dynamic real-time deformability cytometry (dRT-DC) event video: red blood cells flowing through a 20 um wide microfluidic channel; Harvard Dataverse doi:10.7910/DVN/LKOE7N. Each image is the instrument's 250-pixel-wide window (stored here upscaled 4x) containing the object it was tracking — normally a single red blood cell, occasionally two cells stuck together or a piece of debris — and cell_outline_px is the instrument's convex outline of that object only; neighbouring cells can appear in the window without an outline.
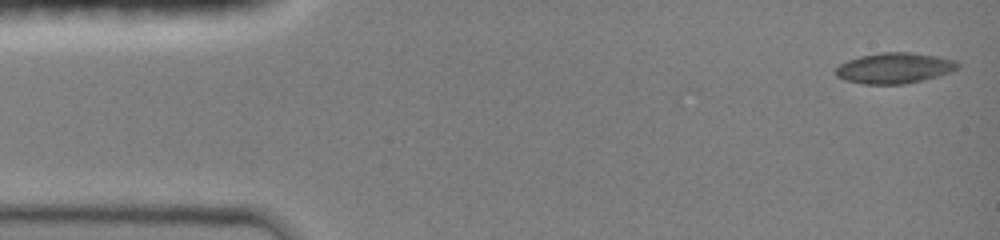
{"species": "common noctule bat (a hibernating species)", "species_latin": "Nyctalus noctula", "temperature_condition": "room temperature", "stored_images_in_passage": 22, "camera_frame_rate_fps": 3000, "um_per_image_px": 0.085, "animal": {"sex": "female", "body_mass_g": 19.0, "forearm_length_mm": 51.5}, "frame": {"image": 1, "passage_image": 1, "time_ms": 0.0, "image_size_px": [1000, 240], "cell_outline_px": [[960, 68], [936, 76], [904, 84], [864, 84], [844, 80], [836, 76], [836, 68], [840, 64], [848, 60], [860, 56], [884, 52], [912, 52], [936, 56], [956, 60], [960, 64]], "centroid_in_image_um": [76.02, 5.78], "position_along_channel_um": 9.0, "area_um2": 21.68}}
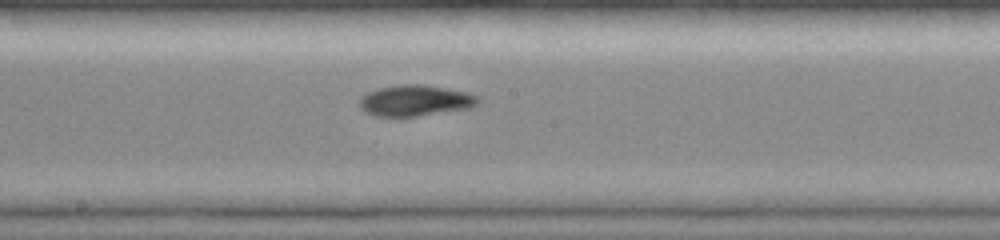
{"frame": {"image": 2, "passage_image": 12, "time_ms": 7.667, "image_size_px": [1000, 240], "cell_outline_px": [[480, 100], [476, 104], [468, 108], [416, 116], [376, 116], [364, 112], [360, 108], [360, 96], [368, 92], [380, 88], [400, 84], [424, 84], [464, 92], [480, 96]], "centroid_in_image_um": [35.26, 8.54], "position_along_channel_um": 212.9, "area_um2": 21.21}}
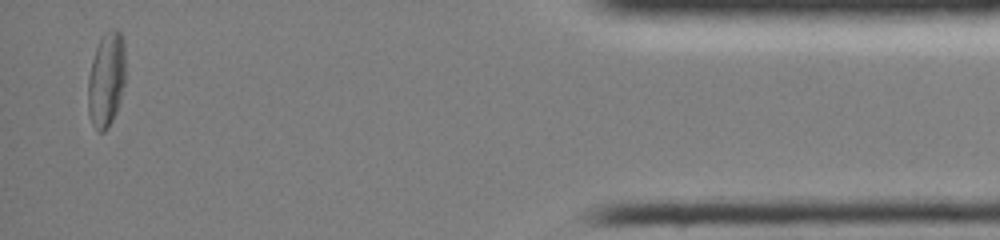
{"frame": {"image": 3, "passage_image": 22, "time_ms": 14.333, "image_size_px": [1000, 240], "cell_outline_px": [[124, 84], [120, 100], [116, 112], [108, 128], [104, 132], [96, 132], [92, 124], [88, 112], [88, 76], [92, 60], [96, 48], [104, 32], [112, 28], [116, 28], [120, 32], [124, 40]], "centroid_in_image_um": [9.02, 6.77], "position_along_channel_um": 426.2, "area_um2": 20.87}}